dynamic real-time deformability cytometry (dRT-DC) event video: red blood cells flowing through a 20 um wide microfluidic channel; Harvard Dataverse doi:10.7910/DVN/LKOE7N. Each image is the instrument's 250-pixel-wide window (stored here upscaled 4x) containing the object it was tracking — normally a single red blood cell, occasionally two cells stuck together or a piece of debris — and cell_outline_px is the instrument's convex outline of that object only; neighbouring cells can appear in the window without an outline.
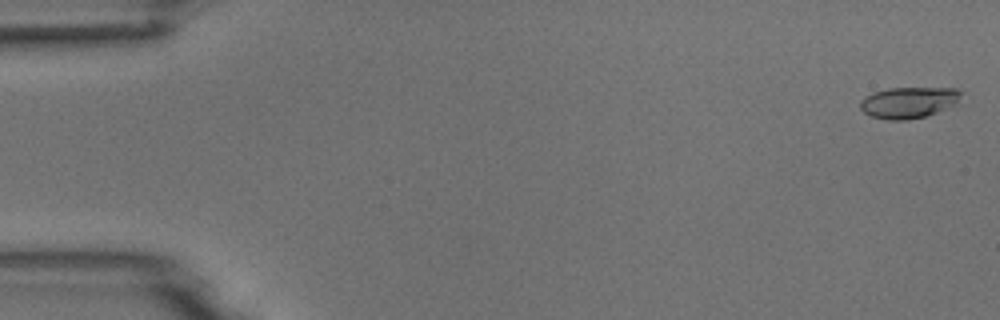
{"species": "common noctule bat (a hibernating species)", "species_latin": "Nyctalus noctula", "temperature_condition": "room temperature", "stored_images_in_passage": 55, "camera_frame_rate_fps": 3000, "um_per_image_px": 0.085, "animal": {"sex": "male", "body_mass_g": 18.8}, "frame": {"image": 1, "passage_image": 2, "time_ms": 0.333, "image_size_px": [1000, 320], "cell_outline_px": [[960, 96], [956, 104], [936, 112], [924, 116], [908, 120], [888, 120], [872, 116], [864, 112], [860, 108], [860, 100], [864, 96], [872, 92], [888, 88], [956, 88], [960, 92]], "centroid_in_image_um": [77.19, 8.7], "position_along_channel_um": 7.8, "area_um2": 18.26}}
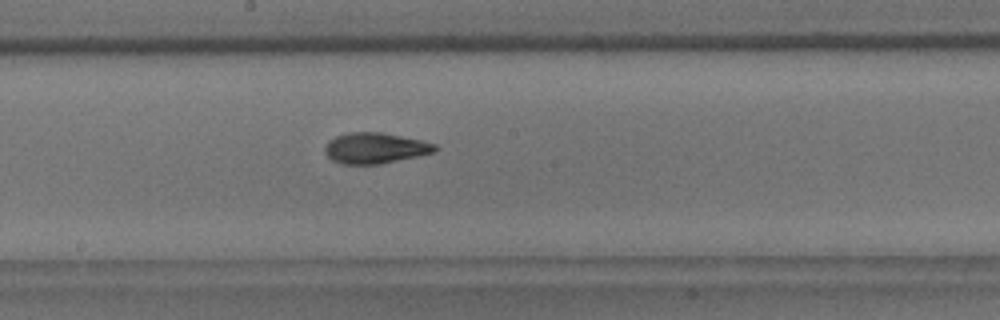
{"frame": {"image": 2, "passage_image": 30, "time_ms": 9.667, "image_size_px": [1000, 320], "cell_outline_px": [[440, 148], [436, 152], [380, 164], [340, 164], [332, 160], [324, 152], [324, 148], [328, 140], [336, 136], [348, 132], [380, 132], [420, 140], [436, 144]], "centroid_in_image_um": [31.88, 12.59], "position_along_channel_um": 216.3, "area_um2": 19.83}}
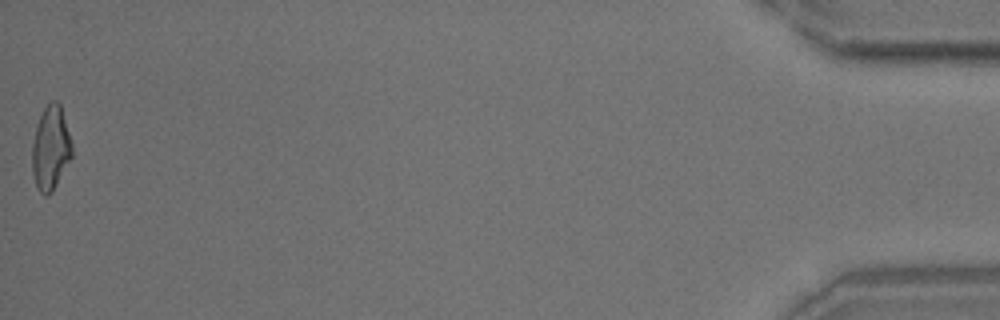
{"frame": {"image": 3, "passage_image": 55, "time_ms": 18.0, "image_size_px": [1000, 320], "cell_outline_px": [[72, 156], [52, 192], [48, 196], [44, 196], [36, 188], [32, 172], [32, 144], [36, 124], [44, 108], [52, 100], [56, 100], [60, 104], [72, 144]], "centroid_in_image_um": [4.29, 12.61], "position_along_channel_um": 430.9, "area_um2": 19.54}, "authors_computed_cell_mechanics": {"area_um2": 19.0162, "velocity_mm_per_s": 3.7294, "shape_relaxation_time_tau1_ms": 4.2327, "shape_relaxation_time_tau2_ms": 2.5974, "deformation_change_tau1": 0.1661, "deformation_change_tau2": 0.1039}}